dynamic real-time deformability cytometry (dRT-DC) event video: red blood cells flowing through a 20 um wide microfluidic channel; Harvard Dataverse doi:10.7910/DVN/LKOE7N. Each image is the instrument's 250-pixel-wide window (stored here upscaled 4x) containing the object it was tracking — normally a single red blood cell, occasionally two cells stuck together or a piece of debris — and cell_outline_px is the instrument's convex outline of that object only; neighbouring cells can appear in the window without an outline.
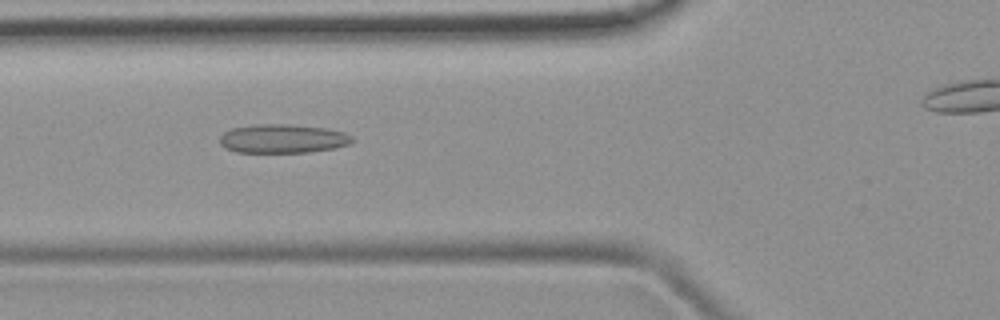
{"species": "common noctule bat (a hibernating species)", "species_latin": "Nyctalus noctula", "temperature_condition": "room temperature", "stored_images_in_passage": 39, "camera_frame_rate_fps": 3000, "um_per_image_px": 0.085, "animal": {"sex": "female", "body_mass_g": 19.9}, "frame": {"image": 1, "passage_image": 14, "time_ms": 4.333, "image_size_px": [1000, 320], "cell_outline_px": [[352, 140], [348, 144], [336, 148], [308, 152], [236, 152], [224, 148], [220, 144], [220, 136], [224, 132], [232, 128], [252, 124], [288, 124], [324, 128], [344, 132], [352, 136]], "centroid_in_image_um": [23.99, 11.78], "position_along_channel_um": 101.8, "area_um2": 22.25}}
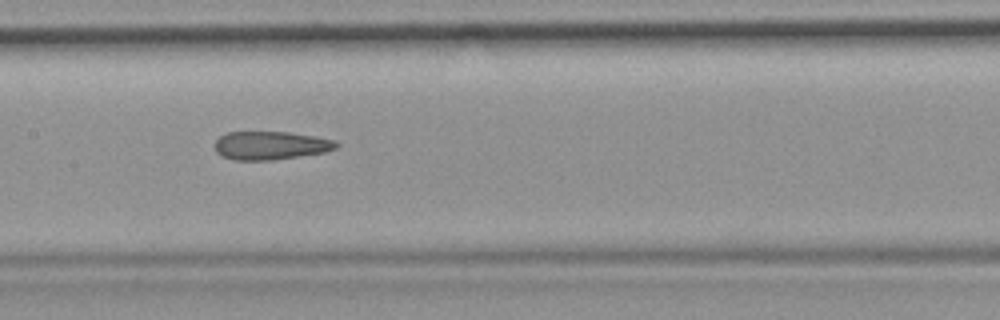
{"frame": {"image": 2, "passage_image": 20, "time_ms": 6.333, "image_size_px": [1000, 320], "cell_outline_px": [[340, 144], [336, 148], [324, 152], [272, 160], [232, 160], [220, 156], [216, 152], [212, 144], [220, 136], [228, 132], [288, 132], [316, 136], [336, 140]], "centroid_in_image_um": [22.97, 12.36], "position_along_channel_um": 184.4, "area_um2": 20.29}}
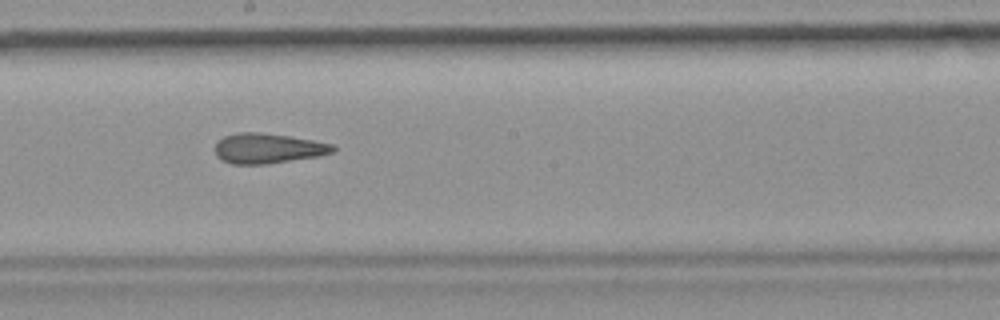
{"frame": {"image": 3, "passage_image": 23, "time_ms": 7.333, "image_size_px": [1000, 320], "cell_outline_px": [[336, 148], [332, 152], [320, 156], [268, 164], [232, 164], [220, 160], [216, 156], [216, 144], [224, 136], [236, 132], [260, 132], [288, 136], [312, 140], [332, 144]], "centroid_in_image_um": [22.75, 12.62], "position_along_channel_um": 225.4, "area_um2": 20.69}}